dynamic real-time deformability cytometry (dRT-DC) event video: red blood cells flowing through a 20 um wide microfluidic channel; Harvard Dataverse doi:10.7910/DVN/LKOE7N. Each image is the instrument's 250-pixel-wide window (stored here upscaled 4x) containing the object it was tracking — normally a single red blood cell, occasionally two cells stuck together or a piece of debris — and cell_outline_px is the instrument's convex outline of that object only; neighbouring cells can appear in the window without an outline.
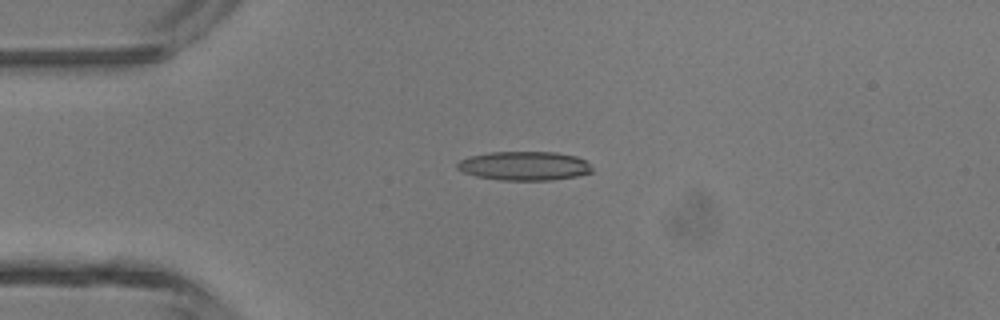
{"species": "common noctule bat (a hibernating species)", "species_latin": "Nyctalus noctula", "temperature_condition": "room temperature", "stored_images_in_passage": 4, "camera_frame_rate_fps": 3000, "um_per_image_px": 0.085, "animal": {"sex": "male", "body_mass_g": 13.3}, "frame": {"image": 1, "passage_image": 2, "time_ms": 0.333, "image_size_px": [1000, 320], "cell_outline_px": [[592, 172], [576, 176], [548, 180], [500, 180], [476, 176], [464, 172], [456, 168], [456, 164], [460, 160], [468, 156], [488, 152], [556, 152], [576, 156], [584, 160], [592, 168]], "centroid_in_image_um": [44.53, 14.09], "position_along_channel_um": 40.5, "area_um2": 22.72}}
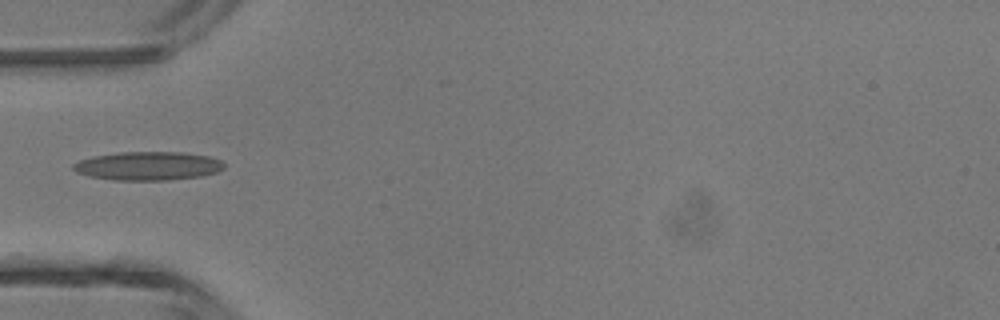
{"frame": {"image": 2, "passage_image": 3, "time_ms": 0.667, "image_size_px": [1000, 320], "cell_outline_px": [[224, 168], [216, 172], [200, 176], [168, 180], [112, 180], [88, 176], [76, 172], [72, 168], [72, 164], [80, 160], [92, 156], [116, 152], [184, 152], [208, 156], [220, 160], [224, 164]], "centroid_in_image_um": [12.54, 14.1], "position_along_channel_um": 72.5, "area_um2": 25.26}}
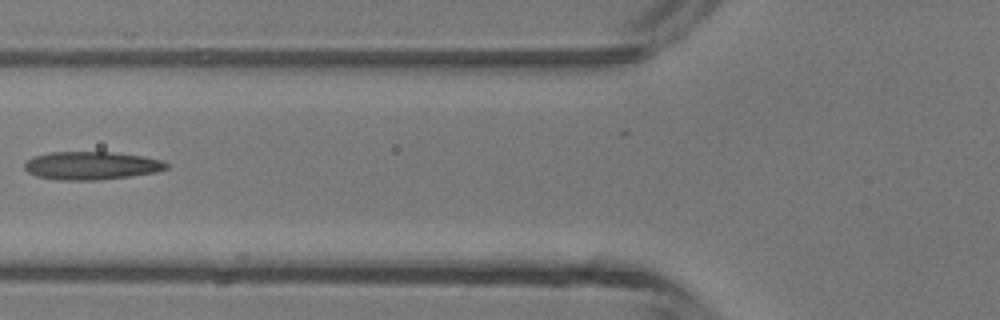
{"frame": {"image": 3, "passage_image": 4, "time_ms": 1.0, "image_size_px": [1000, 320], "cell_outline_px": [[168, 168], [156, 172], [100, 180], [56, 180], [36, 176], [28, 172], [24, 168], [24, 164], [32, 156], [48, 152], [112, 152], [144, 156], [160, 160], [168, 164]], "centroid_in_image_um": [7.73, 14.07], "position_along_channel_um": 118.1, "area_um2": 23.29}}